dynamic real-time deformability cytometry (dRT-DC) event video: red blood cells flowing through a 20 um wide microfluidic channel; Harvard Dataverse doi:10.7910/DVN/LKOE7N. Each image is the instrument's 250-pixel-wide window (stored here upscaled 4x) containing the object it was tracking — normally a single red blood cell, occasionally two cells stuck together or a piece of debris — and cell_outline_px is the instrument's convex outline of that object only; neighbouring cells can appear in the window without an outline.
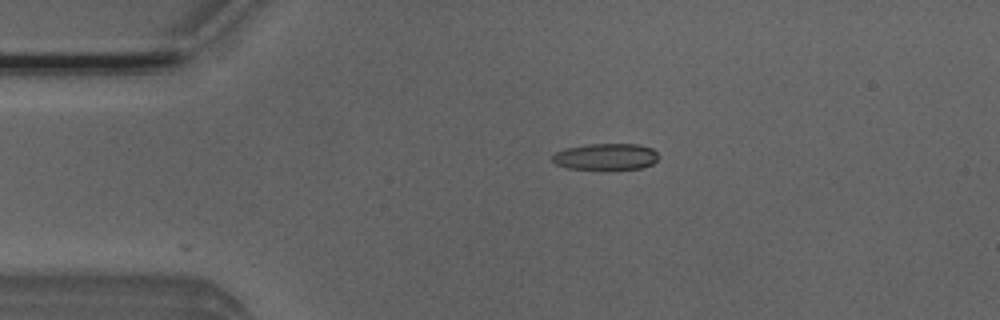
{"species": "Egyptian fruit bat (a non-hibernating species)", "species_latin": "Rousettus aegyptiacus", "temperature_condition": "room temperature", "stored_images_in_passage": 31, "camera_frame_rate_fps": 3000, "um_per_image_px": 0.085, "animal": {"sex": "male"}, "frame": {"image": 1, "passage_image": 1, "time_ms": 0.0, "image_size_px": [1000, 320], "cell_outline_px": [[660, 156], [652, 164], [640, 168], [568, 168], [556, 164], [552, 160], [552, 156], [556, 152], [564, 148], [588, 144], [640, 144], [652, 148]], "centroid_in_image_um": [51.5, 13.29], "position_along_channel_um": 33.5, "area_um2": 16.13}}
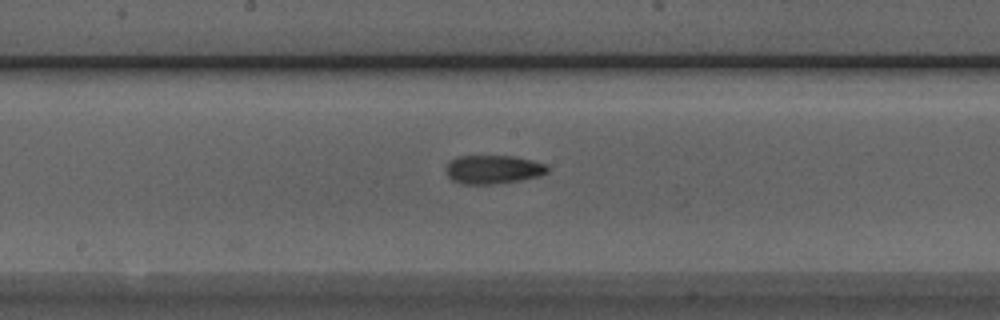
{"frame": {"image": 2, "passage_image": 17, "time_ms": 5.333, "image_size_px": [1000, 320], "cell_outline_px": [[548, 172], [540, 176], [524, 180], [492, 184], [460, 184], [452, 180], [448, 176], [448, 164], [456, 156], [516, 156], [532, 160], [544, 164], [548, 168]], "centroid_in_image_um": [41.95, 14.41], "position_along_channel_um": 206.2, "area_um2": 16.94}}
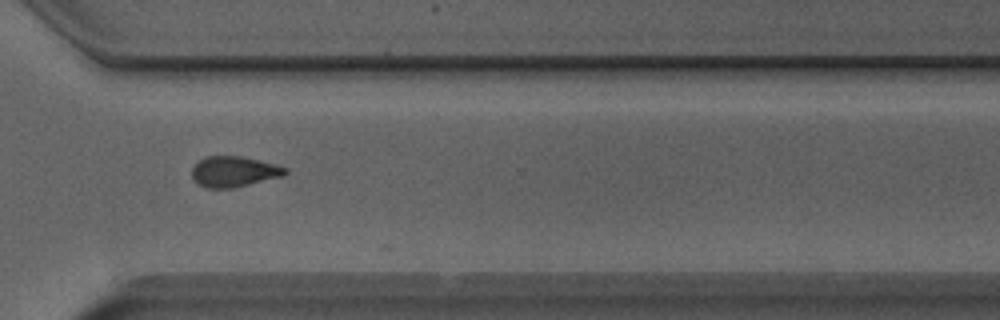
{"frame": {"image": 3, "passage_image": 28, "time_ms": 9.0, "image_size_px": [1000, 320], "cell_outline_px": [[288, 172], [284, 176], [232, 188], [208, 188], [200, 184], [192, 176], [192, 168], [204, 156], [240, 156], [288, 168]], "centroid_in_image_um": [19.89, 14.59], "position_along_channel_um": 350.7, "area_um2": 16.36}, "authors_computed_cell_mechanics": {"area_um2": 16.8776, "velocity_mm_per_s": 3.9429, "shape_relaxation_time_tau1_ms": 7.7237, "shape_relaxation_time_tau2_ms": 8.4822, "deformation_change_tau1": 0.1606, "deformation_change_tau2": 0.1834}}